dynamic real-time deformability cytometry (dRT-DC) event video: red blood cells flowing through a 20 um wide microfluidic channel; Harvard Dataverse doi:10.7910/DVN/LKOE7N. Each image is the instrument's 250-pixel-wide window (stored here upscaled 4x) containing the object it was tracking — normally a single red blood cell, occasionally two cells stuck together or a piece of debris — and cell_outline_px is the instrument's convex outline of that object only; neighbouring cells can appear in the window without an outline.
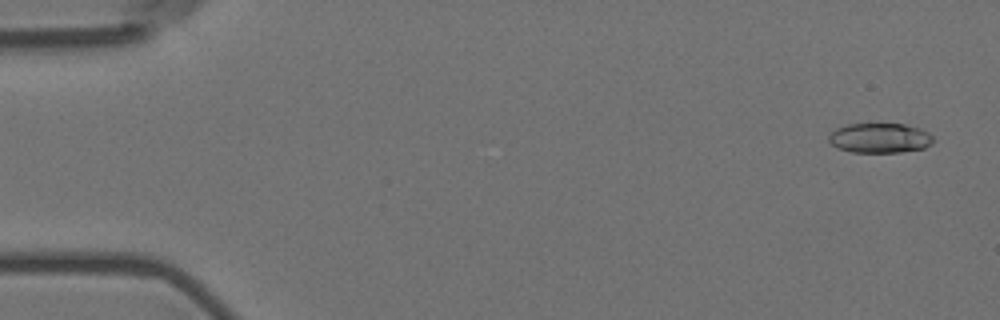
{"species": "Egyptian fruit bat (a non-hibernating species)", "species_latin": "Rousettus aegyptiacus", "temperature_condition": "room temperature", "stored_images_in_passage": 57, "camera_frame_rate_fps": 3000, "um_per_image_px": 0.085, "animal": {"sex": "female"}, "frame": {"image": 1, "passage_image": 3, "time_ms": 0.667, "image_size_px": [1000, 320], "cell_outline_px": [[932, 144], [924, 148], [900, 152], [852, 152], [836, 148], [828, 140], [828, 136], [836, 128], [848, 124], [904, 124], [920, 128], [928, 132], [932, 136]], "centroid_in_image_um": [74.77, 11.73], "position_along_channel_um": 10.2, "area_um2": 18.15}}
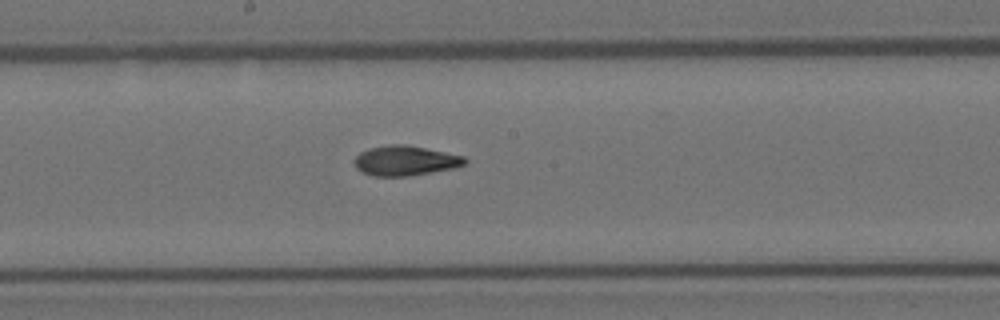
{"frame": {"image": 2, "passage_image": 31, "time_ms": 10.0, "image_size_px": [1000, 320], "cell_outline_px": [[468, 160], [464, 164], [456, 168], [408, 176], [372, 176], [356, 168], [352, 160], [360, 152], [368, 148], [388, 144], [408, 144], [464, 156]], "centroid_in_image_um": [34.43, 13.64], "position_along_channel_um": 213.8, "area_um2": 19.48}}
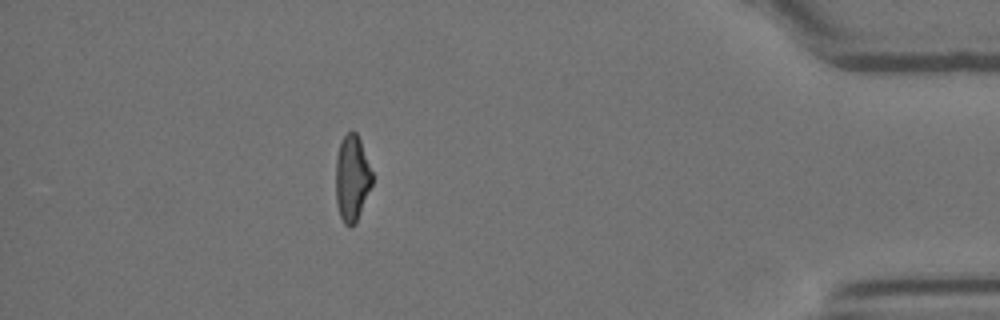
{"frame": {"image": 3, "passage_image": 51, "time_ms": 16.667, "image_size_px": [1000, 320], "cell_outline_px": [[372, 184], [356, 220], [352, 228], [344, 224], [340, 216], [336, 204], [336, 156], [340, 144], [344, 136], [348, 132], [356, 132], [360, 140], [372, 172]], "centroid_in_image_um": [29.9, 15.16], "position_along_channel_um": 405.3, "area_um2": 17.98}, "authors_computed_cell_mechanics": {"area_um2": 18.9006, "velocity_mm_per_s": 3.5841, "shape_relaxation_time_tau1_ms": 8.4251, "shape_relaxation_time_tau2_ms": 2.1351, "deformation_change_tau1": 0.2264, "deformation_change_tau2": 0.0886}}